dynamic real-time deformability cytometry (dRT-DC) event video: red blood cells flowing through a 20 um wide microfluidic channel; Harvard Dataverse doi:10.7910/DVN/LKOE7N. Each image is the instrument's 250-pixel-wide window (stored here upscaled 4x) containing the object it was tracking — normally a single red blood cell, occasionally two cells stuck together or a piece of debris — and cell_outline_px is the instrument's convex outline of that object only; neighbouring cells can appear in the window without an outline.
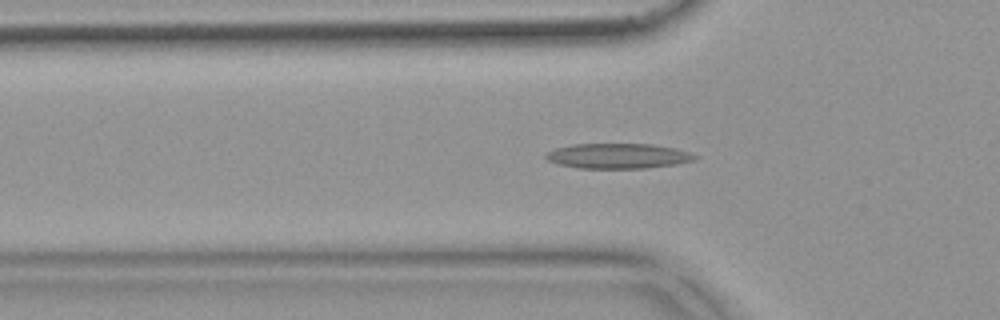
{"species": "common noctule bat (a hibernating species)", "species_latin": "Nyctalus noctula", "temperature_condition": "warm", "stored_images_in_passage": 51, "camera_frame_rate_fps": 3000, "um_per_image_px": 0.085, "animal": {"sex": "female", "body_mass_g": 18.4}, "frame": {"image": 1, "passage_image": 16, "time_ms": 5.0, "image_size_px": [1000, 320], "cell_outline_px": [[700, 156], [696, 160], [676, 164], [648, 168], [580, 168], [560, 164], [548, 160], [544, 156], [548, 152], [556, 148], [572, 144], [652, 144], [676, 148]], "centroid_in_image_um": [52.59, 13.25], "position_along_channel_um": 73.2, "area_um2": 21.79}}
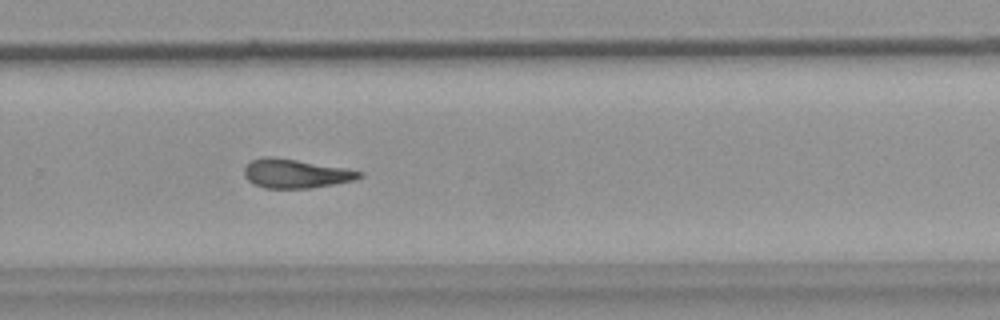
{"frame": {"image": 2, "passage_image": 34, "time_ms": 11.0, "image_size_px": [1000, 320], "cell_outline_px": [[364, 176], [356, 180], [312, 188], [264, 188], [252, 184], [244, 176], [244, 168], [252, 160], [264, 156], [272, 156], [344, 168], [364, 172]], "centroid_in_image_um": [25.13, 14.76], "position_along_channel_um": 304.7, "area_um2": 19.48}}
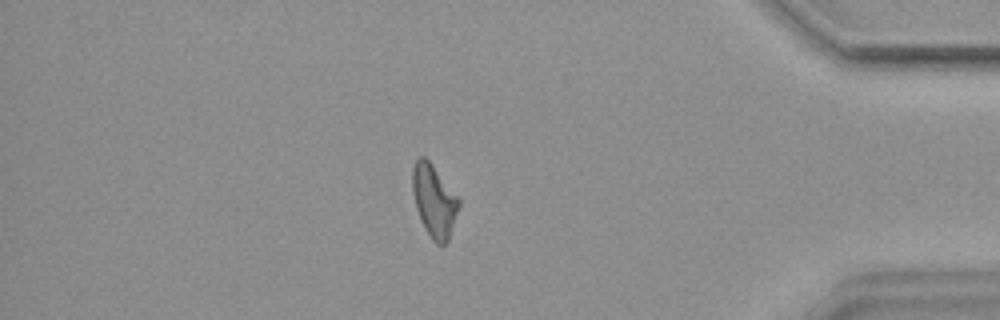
{"frame": {"image": 3, "passage_image": 44, "time_ms": 14.333, "image_size_px": [1000, 320], "cell_outline_px": [[460, 204], [448, 240], [444, 244], [436, 244], [432, 240], [420, 220], [416, 208], [412, 192], [412, 168], [416, 156], [424, 156], [432, 164], [460, 200]], "centroid_in_image_um": [36.87, 17.04], "position_along_channel_um": 398.3, "area_um2": 19.48}, "authors_computed_cell_mechanics": {"area_um2": 19.7098, "velocity_mm_per_s": 3.8657, "shape_relaxation_time_tau1_ms": null, "shape_relaxation_time_tau2_ms": 7.0383, "deformation_change_tau1": null, "deformation_change_tau2": 0.2003}}